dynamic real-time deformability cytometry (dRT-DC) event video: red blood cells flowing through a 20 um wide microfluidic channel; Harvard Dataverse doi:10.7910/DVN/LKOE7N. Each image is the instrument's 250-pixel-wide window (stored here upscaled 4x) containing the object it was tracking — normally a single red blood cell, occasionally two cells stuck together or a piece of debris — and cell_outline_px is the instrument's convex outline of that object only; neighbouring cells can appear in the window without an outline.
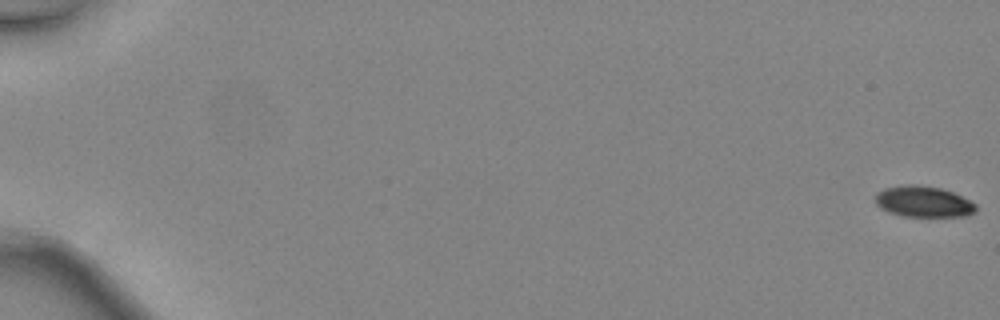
{"species": "common noctule bat (a hibernating species)", "species_latin": "Nyctalus noctula", "temperature_condition": "warm", "stored_images_in_passage": 48, "camera_frame_rate_fps": 3000, "um_per_image_px": 0.085, "animal": {"sex": "female", "body_mass_g": 24.6, "forearm_length_mm": 56.2}, "frame": {"image": 1, "passage_image": 1, "time_ms": 0.0, "image_size_px": [1000, 320], "cell_outline_px": [[976, 212], [968, 216], [900, 216], [888, 212], [880, 208], [876, 204], [876, 192], [884, 188], [908, 184], [916, 184], [940, 188], [952, 192], [976, 204]], "centroid_in_image_um": [78.47, 17.14], "position_along_channel_um": 6.5, "area_um2": 18.21}}
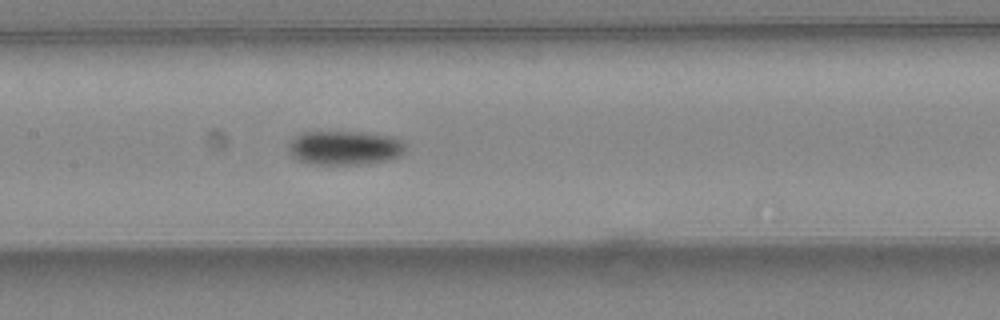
{"frame": {"image": 2, "passage_image": 26, "time_ms": 8.333, "image_size_px": [1000, 320], "cell_outline_px": [[404, 152], [400, 156], [388, 160], [360, 164], [316, 164], [300, 160], [292, 156], [288, 152], [288, 148], [292, 140], [296, 136], [304, 132], [360, 132], [388, 136], [400, 140], [404, 144]], "centroid_in_image_um": [29.29, 12.57], "position_along_channel_um": 178.1, "area_um2": 22.89}}
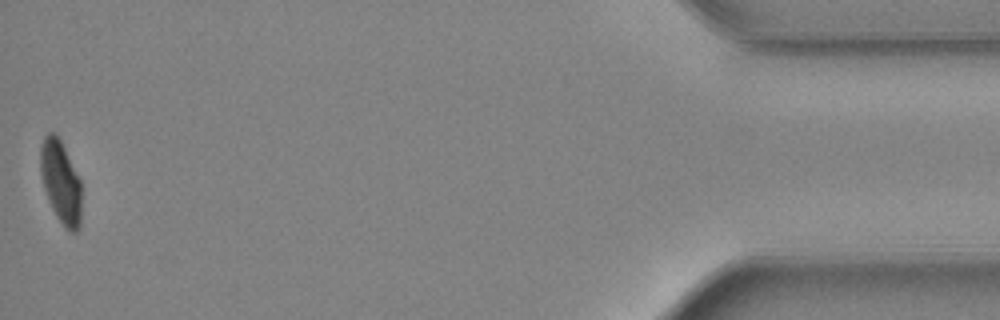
{"frame": {"image": 3, "passage_image": 48, "time_ms": 15.667, "image_size_px": [1000, 320], "cell_outline_px": [[80, 228], [76, 232], [72, 232], [64, 228], [56, 216], [48, 200], [44, 188], [40, 172], [40, 144], [44, 136], [48, 132], [56, 132], [80, 180]], "centroid_in_image_um": [5.14, 15.47], "position_along_channel_um": 430.1, "area_um2": 19.71}, "authors_computed_cell_mechanics": {"area_um2": 21.1259, "velocity_mm_per_s": 4.5491, "shape_relaxation_time_tau1_ms": 3.0633, "shape_relaxation_time_tau2_ms": 3.7909, "deformation_change_tau1": 0.1157, "deformation_change_tau2": 0.0689}}